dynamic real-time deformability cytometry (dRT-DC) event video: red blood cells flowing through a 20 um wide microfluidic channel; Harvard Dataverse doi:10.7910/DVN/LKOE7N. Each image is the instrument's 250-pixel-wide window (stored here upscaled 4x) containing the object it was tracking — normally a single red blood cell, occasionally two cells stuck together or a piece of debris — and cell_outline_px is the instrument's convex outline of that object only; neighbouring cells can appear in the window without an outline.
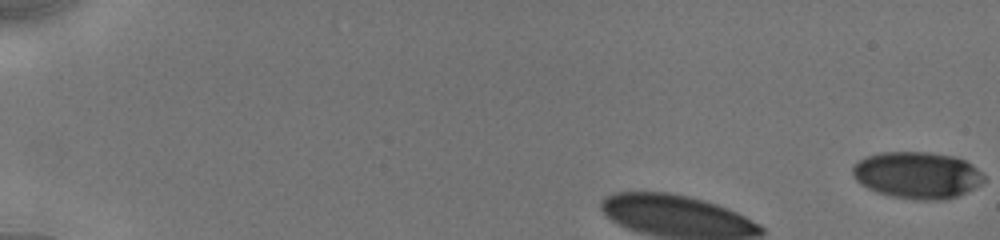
{"species": "human", "species_latin": "Homo sapiens", "temperature_condition": "cold", "stored_images_in_passage": 15, "camera_frame_rate_fps": 3000, "um_per_image_px": 0.085, "donor": {"sex": "male"}, "frame": {"image": 1, "passage_image": 1, "time_ms": 0.0, "image_size_px": [1000, 240], "cell_outline_px": [[984, 180], [980, 184], [956, 196], [944, 200], [916, 200], [892, 196], [876, 192], [860, 184], [852, 176], [852, 164], [864, 156], [880, 152], [928, 152], [956, 156], [972, 164], [984, 176]], "centroid_in_image_um": [77.9, 14.87], "position_along_channel_um": 7.1, "area_um2": 35.95}}